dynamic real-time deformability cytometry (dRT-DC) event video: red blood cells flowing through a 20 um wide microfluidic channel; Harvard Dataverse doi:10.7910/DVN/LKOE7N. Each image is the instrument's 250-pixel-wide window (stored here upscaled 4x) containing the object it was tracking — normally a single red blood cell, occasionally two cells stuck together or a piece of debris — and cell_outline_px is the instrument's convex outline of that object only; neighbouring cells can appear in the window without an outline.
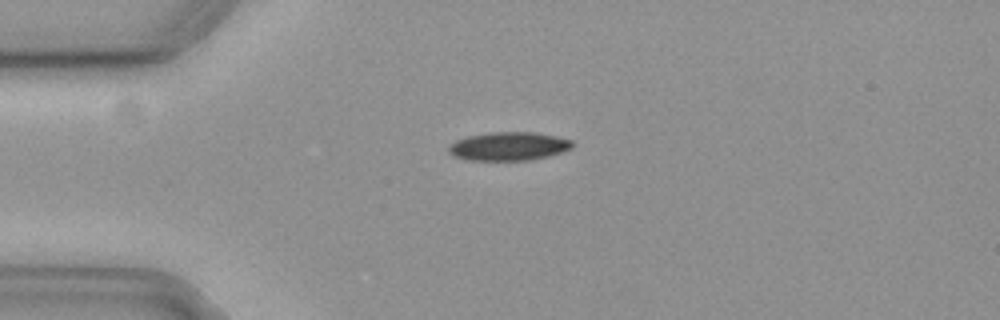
{"species": "common noctule bat (a hibernating species)", "species_latin": "Nyctalus noctula", "temperature_condition": "cold", "stored_images_in_passage": 35, "camera_frame_rate_fps": 3000, "um_per_image_px": 0.085, "animal": {"sex": "female", "body_mass_g": 19.3, "forearm_length_mm": 54.1}, "frame": {"image": 1, "passage_image": 1, "time_ms": 0.0, "image_size_px": [1000, 320], "cell_outline_px": [[572, 148], [548, 156], [528, 160], [468, 160], [456, 156], [448, 152], [448, 148], [456, 140], [468, 136], [492, 132], [536, 132], [556, 136], [572, 140]], "centroid_in_image_um": [43.25, 12.43], "position_along_channel_um": 41.8, "area_um2": 20.35}}
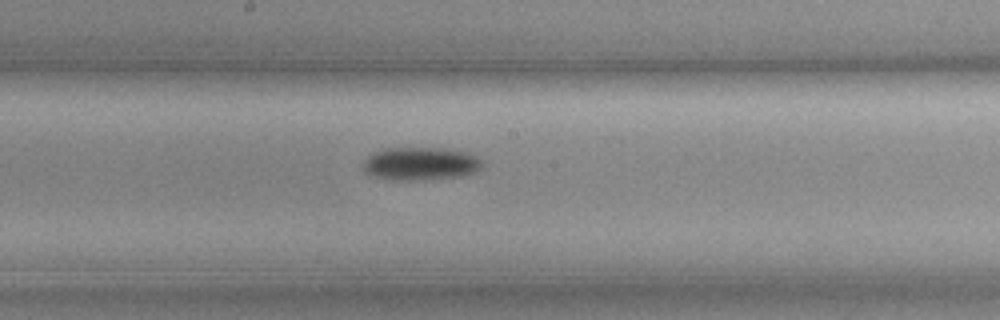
{"frame": {"image": 2, "passage_image": 17, "time_ms": 5.333, "image_size_px": [1000, 320], "cell_outline_px": [[484, 164], [476, 172], [464, 176], [424, 180], [388, 180], [368, 176], [360, 168], [364, 160], [368, 156], [384, 148], [444, 148], [464, 152], [480, 160]], "centroid_in_image_um": [35.66, 13.94], "position_along_channel_um": 212.5, "area_um2": 23.29}}
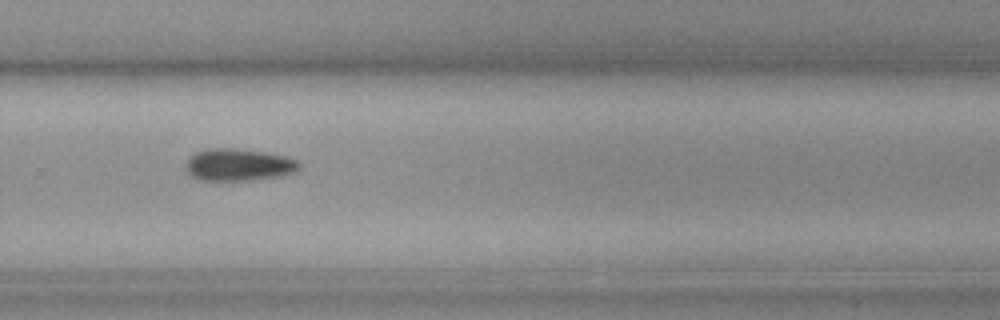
{"frame": {"image": 3, "passage_image": 25, "time_ms": 8.0, "image_size_px": [1000, 320], "cell_outline_px": [[300, 168], [296, 172], [280, 176], [252, 180], [200, 180], [192, 176], [184, 168], [184, 164], [188, 156], [196, 152], [208, 148], [232, 148], [264, 152], [284, 156], [300, 160]], "centroid_in_image_um": [20.26, 14.0], "position_along_channel_um": 309.5, "area_um2": 21.5}, "authors_computed_cell_mechanics": {"area_um2": 21.5016, "velocity_mm_per_s": 3.6653, "shape_relaxation_time_tau1_ms": 2.7997, "shape_relaxation_time_tau2_ms": null, "deformation_change_tau1": 0.1027, "deformation_change_tau2": null}}